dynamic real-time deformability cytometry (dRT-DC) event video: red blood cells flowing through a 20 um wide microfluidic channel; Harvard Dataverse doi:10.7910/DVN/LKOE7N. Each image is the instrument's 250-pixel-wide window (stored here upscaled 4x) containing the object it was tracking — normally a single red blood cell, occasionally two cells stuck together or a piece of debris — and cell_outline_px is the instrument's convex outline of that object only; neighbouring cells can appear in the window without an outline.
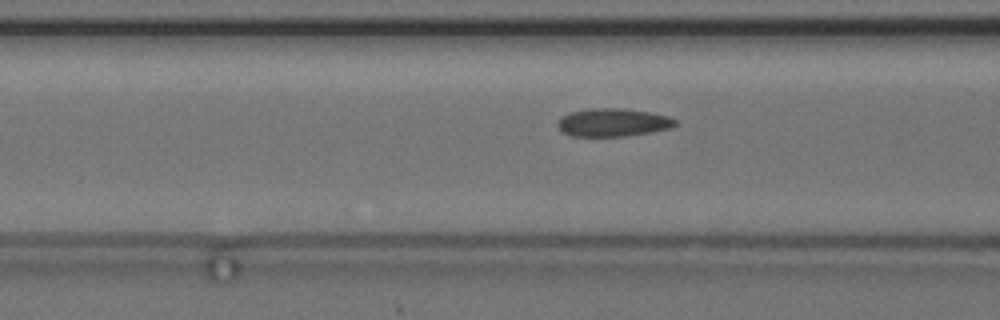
{"species": "common noctule bat (a hibernating species)", "species_latin": "Nyctalus noctula", "temperature_condition": "cold", "stored_images_in_passage": 9, "camera_frame_rate_fps": 3000, "um_per_image_px": 0.085, "animal": {"sex": "female", "body_mass_g": 24.6, "forearm_length_mm": 56.2}, "frame": {"image": 1, "passage_image": 7, "time_ms": 2.0, "image_size_px": [1000, 320], "cell_outline_px": [[676, 124], [672, 128], [628, 136], [568, 136], [556, 124], [560, 116], [568, 112], [588, 108], [624, 108], [648, 112], [668, 116], [676, 120]], "centroid_in_image_um": [52.06, 10.4], "position_along_channel_um": 114.5, "area_um2": 19.42}}